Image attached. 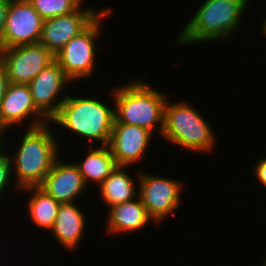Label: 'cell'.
<instances>
[{"instance_id": "cell-7", "label": "cell", "mask_w": 266, "mask_h": 266, "mask_svg": "<svg viewBox=\"0 0 266 266\" xmlns=\"http://www.w3.org/2000/svg\"><path fill=\"white\" fill-rule=\"evenodd\" d=\"M138 196L154 222L160 223L178 210L182 183L172 178L138 173Z\"/></svg>"}, {"instance_id": "cell-21", "label": "cell", "mask_w": 266, "mask_h": 266, "mask_svg": "<svg viewBox=\"0 0 266 266\" xmlns=\"http://www.w3.org/2000/svg\"><path fill=\"white\" fill-rule=\"evenodd\" d=\"M14 173L12 172L11 155L9 153L0 154V194L6 190L9 185L10 179H13Z\"/></svg>"}, {"instance_id": "cell-14", "label": "cell", "mask_w": 266, "mask_h": 266, "mask_svg": "<svg viewBox=\"0 0 266 266\" xmlns=\"http://www.w3.org/2000/svg\"><path fill=\"white\" fill-rule=\"evenodd\" d=\"M39 187L59 203H71L87 188L79 168L74 162H54Z\"/></svg>"}, {"instance_id": "cell-11", "label": "cell", "mask_w": 266, "mask_h": 266, "mask_svg": "<svg viewBox=\"0 0 266 266\" xmlns=\"http://www.w3.org/2000/svg\"><path fill=\"white\" fill-rule=\"evenodd\" d=\"M70 82L72 81L66 76L59 63L54 60L28 84L36 108L49 121L66 99L67 95L60 100L58 97Z\"/></svg>"}, {"instance_id": "cell-15", "label": "cell", "mask_w": 266, "mask_h": 266, "mask_svg": "<svg viewBox=\"0 0 266 266\" xmlns=\"http://www.w3.org/2000/svg\"><path fill=\"white\" fill-rule=\"evenodd\" d=\"M85 219L84 213L75 202L61 203L53 228L50 231L53 232L52 235L62 246L72 251L79 246L80 241L85 236L87 222Z\"/></svg>"}, {"instance_id": "cell-19", "label": "cell", "mask_w": 266, "mask_h": 266, "mask_svg": "<svg viewBox=\"0 0 266 266\" xmlns=\"http://www.w3.org/2000/svg\"><path fill=\"white\" fill-rule=\"evenodd\" d=\"M21 190L32 192L27 201V203L29 202L27 208L32 223L39 228L50 231L53 228L61 203L57 202L39 186L26 187Z\"/></svg>"}, {"instance_id": "cell-8", "label": "cell", "mask_w": 266, "mask_h": 266, "mask_svg": "<svg viewBox=\"0 0 266 266\" xmlns=\"http://www.w3.org/2000/svg\"><path fill=\"white\" fill-rule=\"evenodd\" d=\"M54 60L55 56L40 43L0 50V63L12 84H29Z\"/></svg>"}, {"instance_id": "cell-10", "label": "cell", "mask_w": 266, "mask_h": 266, "mask_svg": "<svg viewBox=\"0 0 266 266\" xmlns=\"http://www.w3.org/2000/svg\"><path fill=\"white\" fill-rule=\"evenodd\" d=\"M76 11L44 20L39 43L54 56L74 37L83 32L103 10L96 12L91 8Z\"/></svg>"}, {"instance_id": "cell-24", "label": "cell", "mask_w": 266, "mask_h": 266, "mask_svg": "<svg viewBox=\"0 0 266 266\" xmlns=\"http://www.w3.org/2000/svg\"><path fill=\"white\" fill-rule=\"evenodd\" d=\"M9 84V80L6 76V72L2 64L0 63V102L6 93L7 87Z\"/></svg>"}, {"instance_id": "cell-4", "label": "cell", "mask_w": 266, "mask_h": 266, "mask_svg": "<svg viewBox=\"0 0 266 266\" xmlns=\"http://www.w3.org/2000/svg\"><path fill=\"white\" fill-rule=\"evenodd\" d=\"M114 110L97 98H80L67 95L50 122L70 130L75 135L97 140L101 146L109 144L114 123Z\"/></svg>"}, {"instance_id": "cell-17", "label": "cell", "mask_w": 266, "mask_h": 266, "mask_svg": "<svg viewBox=\"0 0 266 266\" xmlns=\"http://www.w3.org/2000/svg\"><path fill=\"white\" fill-rule=\"evenodd\" d=\"M81 162H74L79 168L87 186L93 181L100 185L118 166L108 145L93 148ZM93 148V149H92Z\"/></svg>"}, {"instance_id": "cell-26", "label": "cell", "mask_w": 266, "mask_h": 266, "mask_svg": "<svg viewBox=\"0 0 266 266\" xmlns=\"http://www.w3.org/2000/svg\"><path fill=\"white\" fill-rule=\"evenodd\" d=\"M265 19V21H263V26H262V33H263V35L266 37V17L264 18Z\"/></svg>"}, {"instance_id": "cell-25", "label": "cell", "mask_w": 266, "mask_h": 266, "mask_svg": "<svg viewBox=\"0 0 266 266\" xmlns=\"http://www.w3.org/2000/svg\"><path fill=\"white\" fill-rule=\"evenodd\" d=\"M6 131H7V128L0 123V154L5 152V150H3V149H6V148H4L5 144H4V140H3L4 132H6ZM2 151H4V152H2Z\"/></svg>"}, {"instance_id": "cell-13", "label": "cell", "mask_w": 266, "mask_h": 266, "mask_svg": "<svg viewBox=\"0 0 266 266\" xmlns=\"http://www.w3.org/2000/svg\"><path fill=\"white\" fill-rule=\"evenodd\" d=\"M153 134L147 129L125 123H113L109 148L118 166L136 164L143 158Z\"/></svg>"}, {"instance_id": "cell-5", "label": "cell", "mask_w": 266, "mask_h": 266, "mask_svg": "<svg viewBox=\"0 0 266 266\" xmlns=\"http://www.w3.org/2000/svg\"><path fill=\"white\" fill-rule=\"evenodd\" d=\"M214 133L199 110L190 103L175 102L165 105L162 137L173 144L194 152H210L216 144Z\"/></svg>"}, {"instance_id": "cell-12", "label": "cell", "mask_w": 266, "mask_h": 266, "mask_svg": "<svg viewBox=\"0 0 266 266\" xmlns=\"http://www.w3.org/2000/svg\"><path fill=\"white\" fill-rule=\"evenodd\" d=\"M32 116V120L31 117ZM30 119L27 128L44 125L50 121L36 108L28 84L9 83L0 102V123L7 129ZM34 118V119H33Z\"/></svg>"}, {"instance_id": "cell-6", "label": "cell", "mask_w": 266, "mask_h": 266, "mask_svg": "<svg viewBox=\"0 0 266 266\" xmlns=\"http://www.w3.org/2000/svg\"><path fill=\"white\" fill-rule=\"evenodd\" d=\"M112 8L103 9L102 13L79 35L72 38L56 55L66 76L73 81L94 75L96 61V39L101 33L103 18L112 14Z\"/></svg>"}, {"instance_id": "cell-9", "label": "cell", "mask_w": 266, "mask_h": 266, "mask_svg": "<svg viewBox=\"0 0 266 266\" xmlns=\"http://www.w3.org/2000/svg\"><path fill=\"white\" fill-rule=\"evenodd\" d=\"M44 19L27 0H11L3 32V49L39 43Z\"/></svg>"}, {"instance_id": "cell-18", "label": "cell", "mask_w": 266, "mask_h": 266, "mask_svg": "<svg viewBox=\"0 0 266 266\" xmlns=\"http://www.w3.org/2000/svg\"><path fill=\"white\" fill-rule=\"evenodd\" d=\"M125 168L126 166H117L99 185L101 197L108 207L133 200L138 196L135 182L126 173Z\"/></svg>"}, {"instance_id": "cell-27", "label": "cell", "mask_w": 266, "mask_h": 266, "mask_svg": "<svg viewBox=\"0 0 266 266\" xmlns=\"http://www.w3.org/2000/svg\"><path fill=\"white\" fill-rule=\"evenodd\" d=\"M266 259V258H265ZM264 259L262 266H266V260Z\"/></svg>"}, {"instance_id": "cell-20", "label": "cell", "mask_w": 266, "mask_h": 266, "mask_svg": "<svg viewBox=\"0 0 266 266\" xmlns=\"http://www.w3.org/2000/svg\"><path fill=\"white\" fill-rule=\"evenodd\" d=\"M44 19L67 15L76 11L84 0H27ZM83 2V3H82Z\"/></svg>"}, {"instance_id": "cell-16", "label": "cell", "mask_w": 266, "mask_h": 266, "mask_svg": "<svg viewBox=\"0 0 266 266\" xmlns=\"http://www.w3.org/2000/svg\"><path fill=\"white\" fill-rule=\"evenodd\" d=\"M108 212L106 231L111 234L136 232L154 221L139 196L110 207Z\"/></svg>"}, {"instance_id": "cell-1", "label": "cell", "mask_w": 266, "mask_h": 266, "mask_svg": "<svg viewBox=\"0 0 266 266\" xmlns=\"http://www.w3.org/2000/svg\"><path fill=\"white\" fill-rule=\"evenodd\" d=\"M48 125L27 128L11 157L12 172L16 174L14 180L19 190L39 186L60 156L58 141Z\"/></svg>"}, {"instance_id": "cell-3", "label": "cell", "mask_w": 266, "mask_h": 266, "mask_svg": "<svg viewBox=\"0 0 266 266\" xmlns=\"http://www.w3.org/2000/svg\"><path fill=\"white\" fill-rule=\"evenodd\" d=\"M112 93L116 108L114 123L136 125L152 134L155 126L159 125L157 129L163 133L167 102L165 93L154 89L142 79L117 87Z\"/></svg>"}, {"instance_id": "cell-22", "label": "cell", "mask_w": 266, "mask_h": 266, "mask_svg": "<svg viewBox=\"0 0 266 266\" xmlns=\"http://www.w3.org/2000/svg\"><path fill=\"white\" fill-rule=\"evenodd\" d=\"M11 0H0V50L3 49V32Z\"/></svg>"}, {"instance_id": "cell-23", "label": "cell", "mask_w": 266, "mask_h": 266, "mask_svg": "<svg viewBox=\"0 0 266 266\" xmlns=\"http://www.w3.org/2000/svg\"><path fill=\"white\" fill-rule=\"evenodd\" d=\"M254 175L258 178L259 182L266 188V158L260 159L253 168Z\"/></svg>"}, {"instance_id": "cell-2", "label": "cell", "mask_w": 266, "mask_h": 266, "mask_svg": "<svg viewBox=\"0 0 266 266\" xmlns=\"http://www.w3.org/2000/svg\"><path fill=\"white\" fill-rule=\"evenodd\" d=\"M250 0H204L176 38L178 45L228 39L240 26Z\"/></svg>"}]
</instances>
